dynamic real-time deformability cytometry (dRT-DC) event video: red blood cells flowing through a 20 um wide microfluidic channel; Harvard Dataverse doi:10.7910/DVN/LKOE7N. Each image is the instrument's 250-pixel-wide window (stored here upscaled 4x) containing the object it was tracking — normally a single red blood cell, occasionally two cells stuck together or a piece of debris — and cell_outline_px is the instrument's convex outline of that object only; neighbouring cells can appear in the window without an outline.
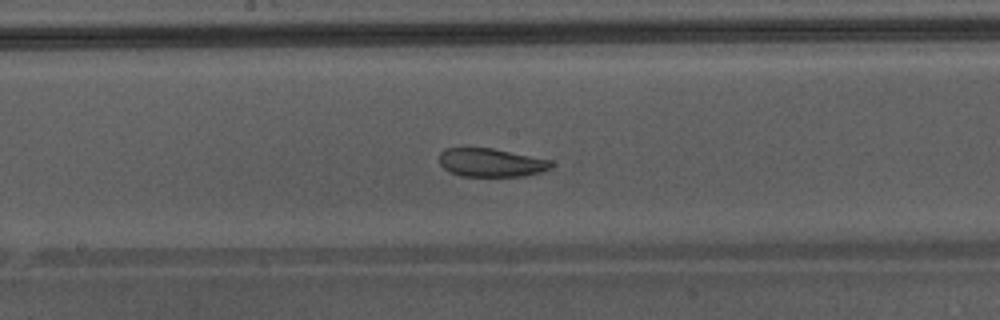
{"species": "Egyptian fruit bat (a non-hibernating species)", "species_latin": "Rousettus aegyptiacus", "temperature_condition": "warm", "stored_images_in_passage": 17, "camera_frame_rate_fps": 3000, "um_per_image_px": 0.085, "animal": {"sex": "male"}, "frame": {"image": 1, "passage_image": 10, "time_ms": 3.0, "image_size_px": [1000, 320], "cell_outline_px": [[556, 164], [552, 168], [540, 172], [524, 176], [460, 176], [444, 168], [440, 164], [440, 152], [444, 148], [492, 148], [552, 160]], "centroid_in_image_um": [41.79, 13.82], "position_along_channel_um": 206.4, "area_um2": 18.61}}